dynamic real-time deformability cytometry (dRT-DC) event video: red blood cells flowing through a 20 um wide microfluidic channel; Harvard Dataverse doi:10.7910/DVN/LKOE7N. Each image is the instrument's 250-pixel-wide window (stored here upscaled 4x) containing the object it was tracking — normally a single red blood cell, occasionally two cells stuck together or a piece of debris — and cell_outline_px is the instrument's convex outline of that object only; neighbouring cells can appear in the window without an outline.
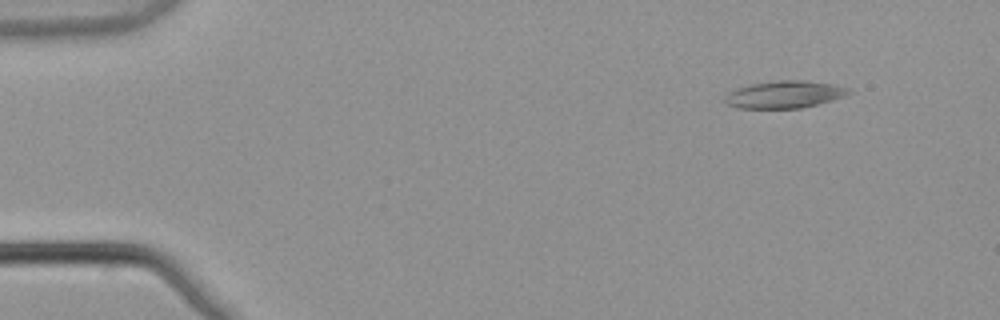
{"species": "common noctule bat (a hibernating species)", "species_latin": "Nyctalus noctula", "temperature_condition": "warm", "stored_images_in_passage": 8, "camera_frame_rate_fps": 3000, "um_per_image_px": 0.085, "animal": {"sex": "male", "body_mass_g": 21.5, "forearm_length_mm": 52.0}, "frame": {"image": 1, "passage_image": 2, "time_ms": 0.333, "image_size_px": [1000, 320], "cell_outline_px": [[852, 92], [844, 96], [832, 100], [800, 108], [740, 108], [728, 104], [724, 100], [728, 92], [736, 88], [752, 84], [776, 80], [804, 80], [832, 84], [848, 88]], "centroid_in_image_um": [66.68, 8.02], "position_along_channel_um": 18.3, "area_um2": 19.48}}
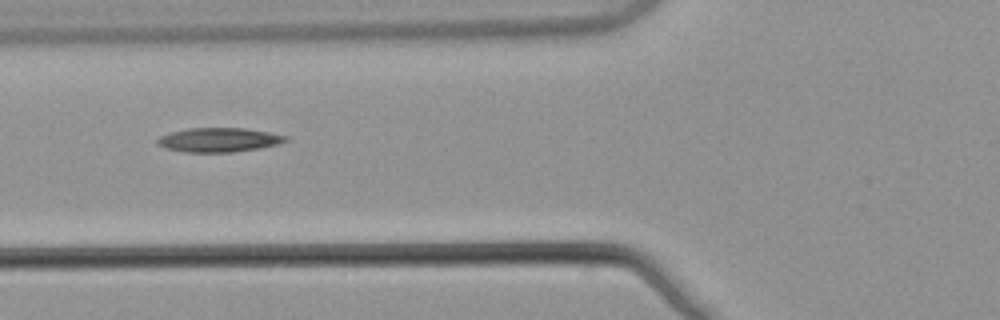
{"frame": {"image": 2, "passage_image": 6, "time_ms": 1.667, "image_size_px": [1000, 320], "cell_outline_px": [[288, 140], [280, 144], [260, 148], [232, 152], [184, 152], [164, 148], [156, 144], [156, 140], [160, 136], [172, 132], [188, 128], [244, 128], [268, 132], [288, 136]], "centroid_in_image_um": [18.6, 11.89], "position_along_channel_um": 107.2, "area_um2": 18.15}}
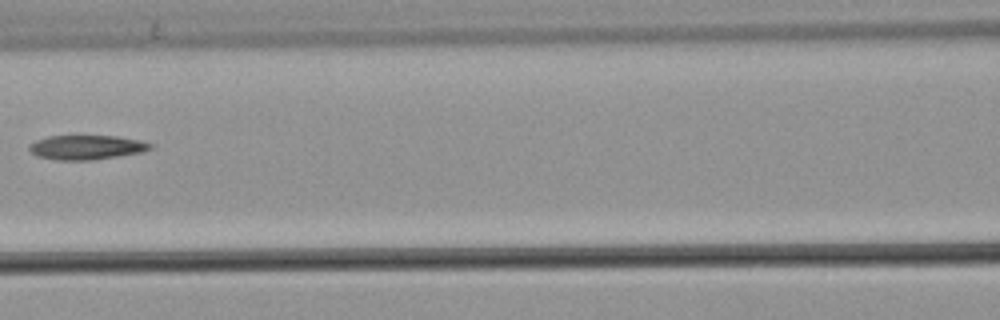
{"frame": {"image": 3, "passage_image": 7, "time_ms": 2.0, "image_size_px": [1000, 320], "cell_outline_px": [[152, 148], [144, 152], [120, 156], [92, 160], [56, 160], [36, 156], [28, 148], [28, 144], [36, 140], [48, 136], [116, 136], [140, 140], [152, 144]], "centroid_in_image_um": [7.35, 12.53], "position_along_channel_um": 159.3, "area_um2": 17.34}}